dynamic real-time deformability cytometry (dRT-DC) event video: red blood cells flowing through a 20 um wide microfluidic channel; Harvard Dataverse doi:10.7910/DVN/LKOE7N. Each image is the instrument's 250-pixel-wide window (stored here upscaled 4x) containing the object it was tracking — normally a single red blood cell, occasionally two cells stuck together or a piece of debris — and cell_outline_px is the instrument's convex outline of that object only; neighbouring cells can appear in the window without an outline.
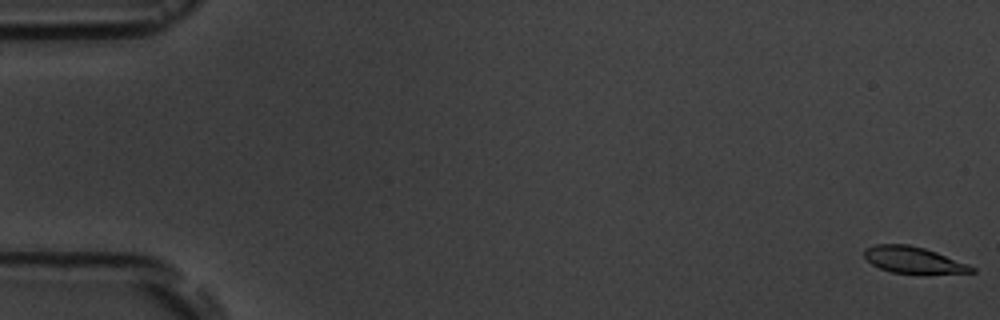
{"species": "common noctule bat (a hibernating species)", "species_latin": "Nyctalus noctula", "temperature_condition": "room temperature", "stored_images_in_passage": 5, "camera_frame_rate_fps": 3000, "um_per_image_px": 0.085, "animal": {"sex": "male", "body_mass_g": 19.5, "forearm_length_mm": 54.6}, "frame": {"image": 1, "passage_image": 1, "time_ms": 0.0, "image_size_px": [1000, 320], "cell_outline_px": [[976, 272], [920, 276], [892, 272], [880, 268], [872, 264], [864, 256], [864, 248], [876, 244], [908, 244], [924, 248], [936, 252], [968, 264], [976, 268]], "centroid_in_image_um": [77.69, 22.14], "position_along_channel_um": 7.3, "area_um2": 17.22}}
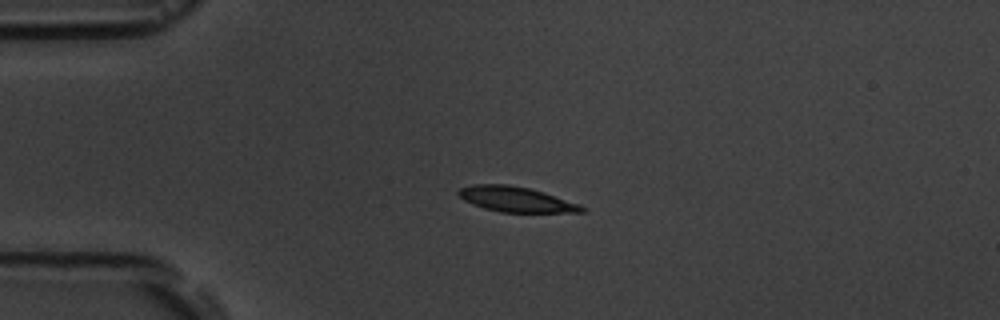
{"frame": {"image": 2, "passage_image": 4, "time_ms": 4.333, "image_size_px": [1000, 320], "cell_outline_px": [[588, 208], [584, 212], [500, 212], [484, 208], [472, 204], [464, 200], [456, 192], [460, 188], [472, 184], [508, 184], [528, 188], [544, 192], [580, 204]], "centroid_in_image_um": [43.87, 16.94], "position_along_channel_um": 41.1, "area_um2": 18.15}}